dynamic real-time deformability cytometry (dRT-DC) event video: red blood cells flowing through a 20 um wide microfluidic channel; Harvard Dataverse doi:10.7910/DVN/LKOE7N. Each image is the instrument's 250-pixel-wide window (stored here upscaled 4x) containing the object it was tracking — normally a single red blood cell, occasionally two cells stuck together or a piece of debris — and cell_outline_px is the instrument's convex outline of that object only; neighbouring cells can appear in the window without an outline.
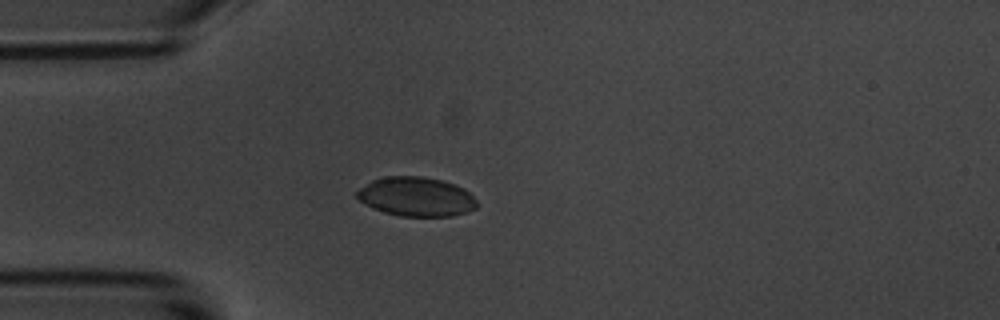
{"species": "common noctule bat (a hibernating species)", "species_latin": "Nyctalus noctula", "temperature_condition": "room temperature", "stored_images_in_passage": 4, "camera_frame_rate_fps": 3000, "um_per_image_px": 0.085, "animal": {"sex": "male", "body_mass_g": 20.1, "forearm_length_mm": 53.5}, "frame": {"image": 1, "passage_image": 4, "time_ms": 3.333, "image_size_px": [1000, 320], "cell_outline_px": [[476, 208], [452, 216], [400, 216], [384, 212], [372, 208], [364, 204], [356, 196], [356, 192], [360, 188], [372, 180], [384, 176], [420, 176], [444, 180], [456, 184], [464, 188], [476, 200]], "centroid_in_image_um": [35.36, 16.71], "position_along_channel_um": 49.6, "area_um2": 27.46}}